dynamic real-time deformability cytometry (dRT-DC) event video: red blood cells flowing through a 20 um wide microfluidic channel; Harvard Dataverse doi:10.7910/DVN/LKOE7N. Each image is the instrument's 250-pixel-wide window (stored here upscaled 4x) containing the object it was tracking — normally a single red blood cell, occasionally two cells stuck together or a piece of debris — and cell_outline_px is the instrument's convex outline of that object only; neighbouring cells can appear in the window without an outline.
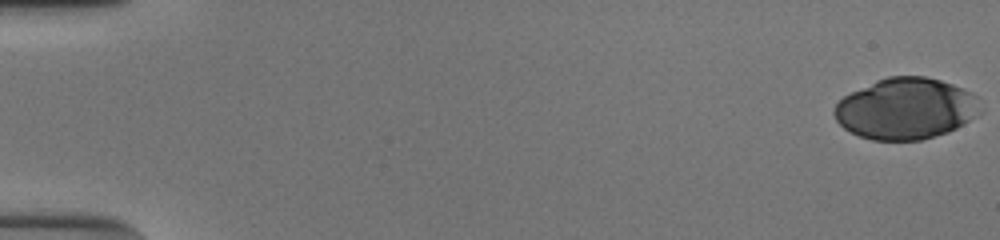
{"species": "human", "species_latin": "Homo sapiens", "temperature_condition": "cold", "stored_images_in_passage": 53, "camera_frame_rate_fps": 3000, "um_per_image_px": 0.085, "donor": {"sex": "male"}, "frame": {"image": 1, "passage_image": 1, "time_ms": 0.0, "image_size_px": [1000, 240], "cell_outline_px": [[984, 112], [956, 128], [948, 132], [920, 140], [872, 140], [860, 136], [844, 128], [836, 120], [832, 112], [836, 104], [844, 96], [876, 80], [888, 76], [924, 76], [940, 80], [952, 84], [972, 92], [976, 96]], "centroid_in_image_um": [77.02, 9.23], "position_along_channel_um": 8.0, "area_um2": 52.25}}
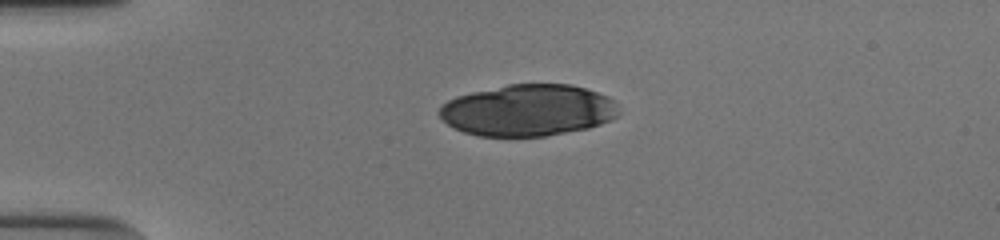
{"frame": {"image": 2, "passage_image": 14, "time_ms": 4.333, "image_size_px": [1000, 240], "cell_outline_px": [[620, 112], [616, 116], [600, 124], [588, 128], [544, 136], [480, 136], [464, 132], [448, 124], [440, 116], [440, 104], [456, 96], [472, 92], [508, 84], [572, 84], [608, 96], [616, 104]], "centroid_in_image_um": [44.87, 9.36], "position_along_channel_um": 40.1, "area_um2": 53.7}}